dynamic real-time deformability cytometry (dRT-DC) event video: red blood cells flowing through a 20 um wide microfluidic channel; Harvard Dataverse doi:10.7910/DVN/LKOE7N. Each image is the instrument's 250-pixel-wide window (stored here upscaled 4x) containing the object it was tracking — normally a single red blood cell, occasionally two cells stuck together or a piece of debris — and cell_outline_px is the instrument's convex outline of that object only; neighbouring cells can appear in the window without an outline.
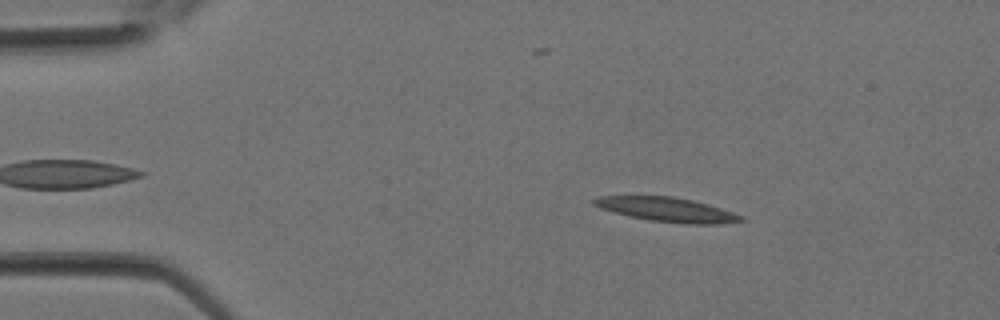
{"species": "Egyptian fruit bat (a non-hibernating species)", "species_latin": "Rousettus aegyptiacus", "temperature_condition": "room temperature", "stored_images_in_passage": 11, "camera_frame_rate_fps": 3000, "um_per_image_px": 0.085, "animal": {"sex": "female"}, "frame": {"image": 1, "passage_image": 4, "time_ms": 1.0, "image_size_px": [1000, 320], "cell_outline_px": [[744, 220], [716, 224], [684, 224], [648, 220], [628, 216], [600, 208], [592, 204], [592, 200], [596, 196], [672, 196], [692, 200], [708, 204], [744, 216]], "centroid_in_image_um": [56.66, 17.81], "position_along_channel_um": 28.3, "area_um2": 20.81}}
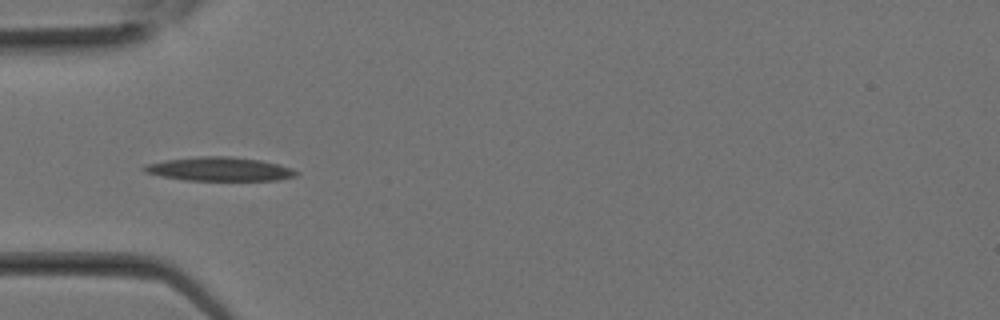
{"frame": {"image": 2, "passage_image": 8, "time_ms": 2.333, "image_size_px": [1000, 320], "cell_outline_px": [[300, 172], [296, 176], [276, 180], [184, 180], [160, 176], [144, 172], [140, 168], [144, 164], [164, 160], [200, 156], [228, 156], [260, 160], [292, 168]], "centroid_in_image_um": [18.6, 14.37], "position_along_channel_um": 66.4, "area_um2": 21.15}}
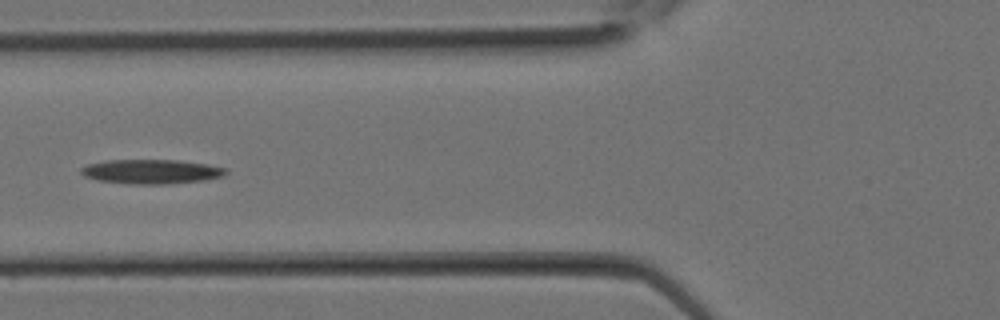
{"frame": {"image": 3, "passage_image": 10, "time_ms": 3.0, "image_size_px": [1000, 320], "cell_outline_px": [[228, 172], [220, 176], [208, 180], [164, 184], [128, 184], [96, 180], [84, 176], [80, 172], [80, 168], [88, 164], [104, 160], [176, 160], [208, 164], [228, 168]], "centroid_in_image_um": [12.85, 14.58], "position_along_channel_um": 113.0, "area_um2": 20.75}}